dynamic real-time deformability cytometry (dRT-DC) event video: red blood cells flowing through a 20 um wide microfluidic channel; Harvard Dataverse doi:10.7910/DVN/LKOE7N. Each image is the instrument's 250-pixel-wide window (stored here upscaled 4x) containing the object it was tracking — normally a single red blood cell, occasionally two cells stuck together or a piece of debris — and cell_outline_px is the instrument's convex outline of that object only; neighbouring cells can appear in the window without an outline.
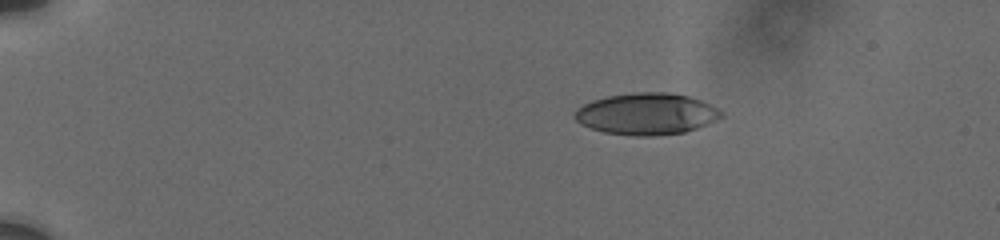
{"species": "human", "species_latin": "Homo sapiens", "temperature_condition": "cold", "stored_images_in_passage": 16, "camera_frame_rate_fps": 3000, "um_per_image_px": 0.085, "donor": {"sex": "male"}, "frame": {"image": 1, "passage_image": 1, "time_ms": 0.0, "image_size_px": [1000, 240], "cell_outline_px": [[724, 116], [716, 120], [696, 128], [684, 132], [652, 136], [632, 136], [604, 132], [580, 124], [572, 116], [584, 104], [592, 100], [608, 96], [636, 92], [668, 92], [688, 96], [700, 100], [724, 112]], "centroid_in_image_um": [54.95, 9.68], "position_along_channel_um": 30.0, "area_um2": 35.37}}
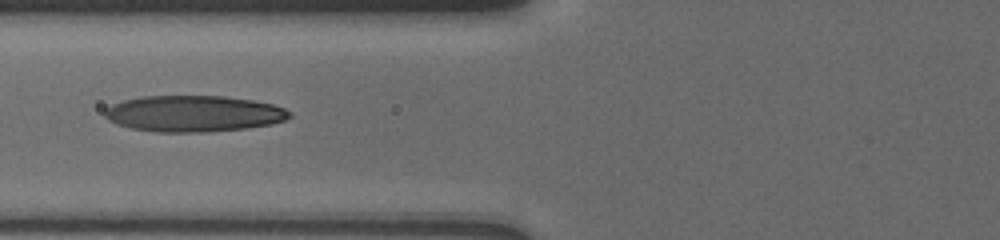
{"frame": {"image": 2, "passage_image": 12, "time_ms": 4.667, "image_size_px": [1000, 240], "cell_outline_px": [[292, 116], [284, 120], [272, 124], [248, 128], [204, 132], [156, 132], [132, 128], [116, 124], [108, 120], [104, 116], [104, 108], [112, 104], [124, 100], [144, 96], [224, 96], [252, 100], [272, 104], [284, 108], [292, 112]], "centroid_in_image_um": [16.45, 9.66], "position_along_channel_um": 109.4, "area_um2": 39.19}}
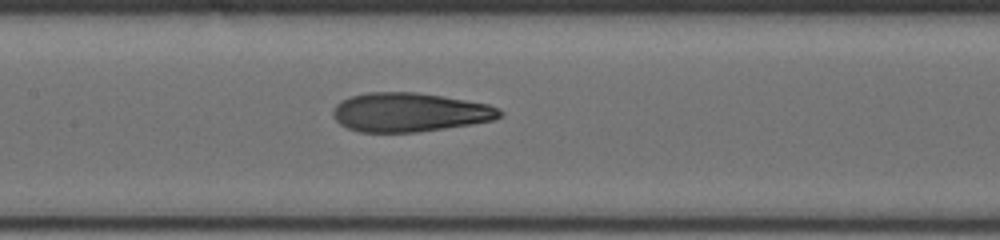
{"frame": {"image": 3, "passage_image": 16, "time_ms": 6.333, "image_size_px": [1000, 240], "cell_outline_px": [[504, 116], [496, 120], [472, 124], [416, 132], [360, 132], [348, 128], [340, 124], [332, 116], [332, 112], [336, 104], [340, 100], [348, 96], [368, 92], [416, 92], [488, 104], [504, 112]], "centroid_in_image_um": [34.8, 9.54], "position_along_channel_um": 172.6, "area_um2": 37.97}}